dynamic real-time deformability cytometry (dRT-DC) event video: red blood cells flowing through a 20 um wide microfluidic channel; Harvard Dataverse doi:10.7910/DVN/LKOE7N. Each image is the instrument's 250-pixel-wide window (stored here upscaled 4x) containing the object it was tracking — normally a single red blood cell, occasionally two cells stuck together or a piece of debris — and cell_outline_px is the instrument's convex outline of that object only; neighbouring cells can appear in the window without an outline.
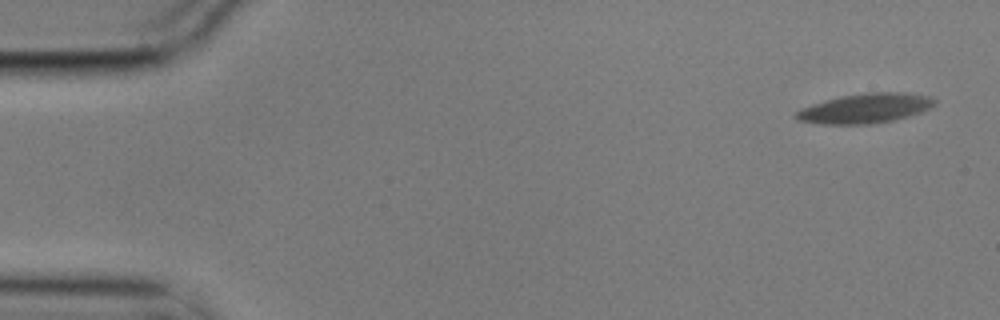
{"species": "common noctule bat (a hibernating species)", "species_latin": "Nyctalus noctula", "temperature_condition": "cold", "stored_images_in_passage": 5, "camera_frame_rate_fps": 3000, "um_per_image_px": 0.085, "animal": {"sex": "male", "body_mass_g": 17.9}, "frame": {"image": 1, "passage_image": 1, "time_ms": 0.0, "image_size_px": [1000, 320], "cell_outline_px": [[936, 104], [932, 108], [908, 116], [892, 120], [872, 124], [820, 124], [796, 120], [792, 116], [800, 108], [824, 100], [840, 96], [864, 92], [904, 92], [932, 96], [936, 100]], "centroid_in_image_um": [73.54, 9.2], "position_along_channel_um": 11.5, "area_um2": 24.33}}
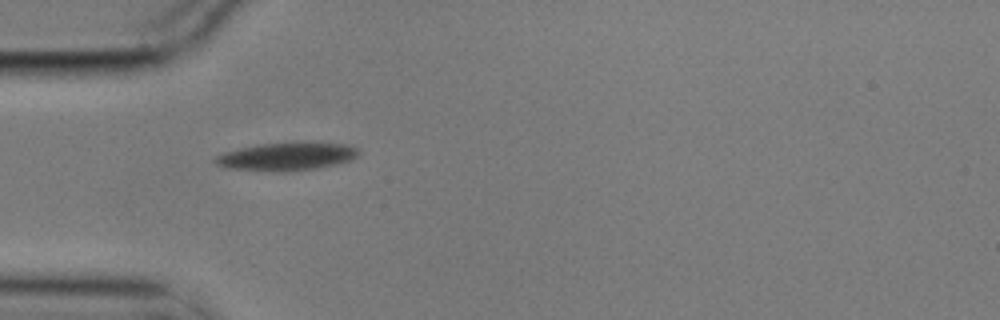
{"frame": {"image": 2, "passage_image": 5, "time_ms": 1.333, "image_size_px": [1000, 320], "cell_outline_px": [[360, 152], [352, 160], [336, 164], [316, 168], [288, 172], [284, 172], [224, 168], [216, 164], [212, 160], [216, 156], [224, 152], [240, 148], [260, 144], [344, 144], [356, 148]], "centroid_in_image_um": [24.3, 13.34], "position_along_channel_um": 60.7, "area_um2": 22.77}}